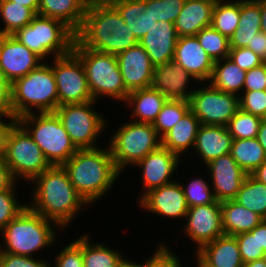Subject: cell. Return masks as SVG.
I'll list each match as a JSON object with an SVG mask.
<instances>
[{"mask_svg":"<svg viewBox=\"0 0 266 267\" xmlns=\"http://www.w3.org/2000/svg\"><path fill=\"white\" fill-rule=\"evenodd\" d=\"M30 183L34 184L33 194L27 206L63 230L89 206L70 182L63 166H51Z\"/></svg>","mask_w":266,"mask_h":267,"instance_id":"1","label":"cell"},{"mask_svg":"<svg viewBox=\"0 0 266 267\" xmlns=\"http://www.w3.org/2000/svg\"><path fill=\"white\" fill-rule=\"evenodd\" d=\"M63 168L78 194L91 206L106 196L121 174L108 146L78 150Z\"/></svg>","mask_w":266,"mask_h":267,"instance_id":"2","label":"cell"},{"mask_svg":"<svg viewBox=\"0 0 266 267\" xmlns=\"http://www.w3.org/2000/svg\"><path fill=\"white\" fill-rule=\"evenodd\" d=\"M76 40L84 48L113 55L139 44L133 31L109 1L86 8Z\"/></svg>","mask_w":266,"mask_h":267,"instance_id":"3","label":"cell"},{"mask_svg":"<svg viewBox=\"0 0 266 267\" xmlns=\"http://www.w3.org/2000/svg\"><path fill=\"white\" fill-rule=\"evenodd\" d=\"M56 230L61 232L63 229L26 206L0 232L4 242L0 245V253L37 257L36 252L56 244L59 238Z\"/></svg>","mask_w":266,"mask_h":267,"instance_id":"4","label":"cell"},{"mask_svg":"<svg viewBox=\"0 0 266 267\" xmlns=\"http://www.w3.org/2000/svg\"><path fill=\"white\" fill-rule=\"evenodd\" d=\"M11 85L12 121L31 113L54 112L59 106L57 85L48 61Z\"/></svg>","mask_w":266,"mask_h":267,"instance_id":"5","label":"cell"},{"mask_svg":"<svg viewBox=\"0 0 266 267\" xmlns=\"http://www.w3.org/2000/svg\"><path fill=\"white\" fill-rule=\"evenodd\" d=\"M2 158L17 182L29 183L51 167L41 148L16 120L3 122Z\"/></svg>","mask_w":266,"mask_h":267,"instance_id":"6","label":"cell"},{"mask_svg":"<svg viewBox=\"0 0 266 267\" xmlns=\"http://www.w3.org/2000/svg\"><path fill=\"white\" fill-rule=\"evenodd\" d=\"M72 52L83 64L94 101H101V96L123 103L126 101L130 92L124 85L116 55L84 48L76 39Z\"/></svg>","mask_w":266,"mask_h":267,"instance_id":"7","label":"cell"},{"mask_svg":"<svg viewBox=\"0 0 266 267\" xmlns=\"http://www.w3.org/2000/svg\"><path fill=\"white\" fill-rule=\"evenodd\" d=\"M16 121L41 148L51 166H63L78 151L55 112L31 113Z\"/></svg>","mask_w":266,"mask_h":267,"instance_id":"8","label":"cell"},{"mask_svg":"<svg viewBox=\"0 0 266 267\" xmlns=\"http://www.w3.org/2000/svg\"><path fill=\"white\" fill-rule=\"evenodd\" d=\"M30 51L46 61L69 54L76 34L62 21L36 15L32 21L12 35Z\"/></svg>","mask_w":266,"mask_h":267,"instance_id":"9","label":"cell"},{"mask_svg":"<svg viewBox=\"0 0 266 267\" xmlns=\"http://www.w3.org/2000/svg\"><path fill=\"white\" fill-rule=\"evenodd\" d=\"M109 141L108 147L120 173L162 146V138L152 124L131 120L122 123Z\"/></svg>","mask_w":266,"mask_h":267,"instance_id":"10","label":"cell"},{"mask_svg":"<svg viewBox=\"0 0 266 267\" xmlns=\"http://www.w3.org/2000/svg\"><path fill=\"white\" fill-rule=\"evenodd\" d=\"M97 103L92 100L83 104H65L54 111L78 150L100 147L98 138L107 127V119L100 110L93 108Z\"/></svg>","mask_w":266,"mask_h":267,"instance_id":"11","label":"cell"},{"mask_svg":"<svg viewBox=\"0 0 266 267\" xmlns=\"http://www.w3.org/2000/svg\"><path fill=\"white\" fill-rule=\"evenodd\" d=\"M204 86L195 88L189 101L190 110L203 125L227 126L240 109L239 96L223 92L209 82Z\"/></svg>","mask_w":266,"mask_h":267,"instance_id":"12","label":"cell"},{"mask_svg":"<svg viewBox=\"0 0 266 267\" xmlns=\"http://www.w3.org/2000/svg\"><path fill=\"white\" fill-rule=\"evenodd\" d=\"M52 62L59 106L83 104L93 100L83 64L72 51L67 55L53 58Z\"/></svg>","mask_w":266,"mask_h":267,"instance_id":"13","label":"cell"},{"mask_svg":"<svg viewBox=\"0 0 266 267\" xmlns=\"http://www.w3.org/2000/svg\"><path fill=\"white\" fill-rule=\"evenodd\" d=\"M184 230L198 251L203 245L224 235L221 219V202L198 205L187 210Z\"/></svg>","mask_w":266,"mask_h":267,"instance_id":"14","label":"cell"},{"mask_svg":"<svg viewBox=\"0 0 266 267\" xmlns=\"http://www.w3.org/2000/svg\"><path fill=\"white\" fill-rule=\"evenodd\" d=\"M181 157L164 147L148 153L134 165L141 169V185L143 192L138 201L150 190L173 182V175L178 170ZM171 176L173 178H171Z\"/></svg>","mask_w":266,"mask_h":267,"instance_id":"15","label":"cell"},{"mask_svg":"<svg viewBox=\"0 0 266 267\" xmlns=\"http://www.w3.org/2000/svg\"><path fill=\"white\" fill-rule=\"evenodd\" d=\"M138 206L148 213L170 219H185L189 209L182 187L176 179L166 185L147 192L139 201Z\"/></svg>","mask_w":266,"mask_h":267,"instance_id":"16","label":"cell"},{"mask_svg":"<svg viewBox=\"0 0 266 267\" xmlns=\"http://www.w3.org/2000/svg\"><path fill=\"white\" fill-rule=\"evenodd\" d=\"M44 61L12 35H0V73L12 84Z\"/></svg>","mask_w":266,"mask_h":267,"instance_id":"17","label":"cell"},{"mask_svg":"<svg viewBox=\"0 0 266 267\" xmlns=\"http://www.w3.org/2000/svg\"><path fill=\"white\" fill-rule=\"evenodd\" d=\"M204 168L212 179L210 183L216 200L218 202L234 200L247 173L236 163L231 154L213 159Z\"/></svg>","mask_w":266,"mask_h":267,"instance_id":"18","label":"cell"},{"mask_svg":"<svg viewBox=\"0 0 266 267\" xmlns=\"http://www.w3.org/2000/svg\"><path fill=\"white\" fill-rule=\"evenodd\" d=\"M190 81L198 83V80L182 66L170 61L154 67L150 87L163 94L168 100L190 101L195 91V88H189Z\"/></svg>","mask_w":266,"mask_h":267,"instance_id":"19","label":"cell"},{"mask_svg":"<svg viewBox=\"0 0 266 267\" xmlns=\"http://www.w3.org/2000/svg\"><path fill=\"white\" fill-rule=\"evenodd\" d=\"M116 57L124 85L129 92L150 87L154 66L140 44L117 54Z\"/></svg>","mask_w":266,"mask_h":267,"instance_id":"20","label":"cell"},{"mask_svg":"<svg viewBox=\"0 0 266 267\" xmlns=\"http://www.w3.org/2000/svg\"><path fill=\"white\" fill-rule=\"evenodd\" d=\"M173 61L202 82H209L214 61L199 44L196 36L179 37L176 42Z\"/></svg>","mask_w":266,"mask_h":267,"instance_id":"21","label":"cell"},{"mask_svg":"<svg viewBox=\"0 0 266 267\" xmlns=\"http://www.w3.org/2000/svg\"><path fill=\"white\" fill-rule=\"evenodd\" d=\"M196 267H243L235 236L222 235L195 252Z\"/></svg>","mask_w":266,"mask_h":267,"instance_id":"22","label":"cell"},{"mask_svg":"<svg viewBox=\"0 0 266 267\" xmlns=\"http://www.w3.org/2000/svg\"><path fill=\"white\" fill-rule=\"evenodd\" d=\"M178 38L174 23L157 21L139 44L145 49L155 67L173 61Z\"/></svg>","mask_w":266,"mask_h":267,"instance_id":"23","label":"cell"},{"mask_svg":"<svg viewBox=\"0 0 266 267\" xmlns=\"http://www.w3.org/2000/svg\"><path fill=\"white\" fill-rule=\"evenodd\" d=\"M233 137L227 126L203 125L199 127L192 153L205 166L210 161L231 152ZM197 154V155H196Z\"/></svg>","mask_w":266,"mask_h":267,"instance_id":"24","label":"cell"},{"mask_svg":"<svg viewBox=\"0 0 266 267\" xmlns=\"http://www.w3.org/2000/svg\"><path fill=\"white\" fill-rule=\"evenodd\" d=\"M216 1L186 0L174 22L178 36H195L204 27L210 26Z\"/></svg>","mask_w":266,"mask_h":267,"instance_id":"25","label":"cell"},{"mask_svg":"<svg viewBox=\"0 0 266 267\" xmlns=\"http://www.w3.org/2000/svg\"><path fill=\"white\" fill-rule=\"evenodd\" d=\"M167 100L163 94L148 87L131 91L124 105L131 108L130 116L134 122L153 124Z\"/></svg>","mask_w":266,"mask_h":267,"instance_id":"26","label":"cell"},{"mask_svg":"<svg viewBox=\"0 0 266 267\" xmlns=\"http://www.w3.org/2000/svg\"><path fill=\"white\" fill-rule=\"evenodd\" d=\"M201 122L189 110L174 126L162 137V147L182 157L183 153L194 148L196 136Z\"/></svg>","mask_w":266,"mask_h":267,"instance_id":"27","label":"cell"},{"mask_svg":"<svg viewBox=\"0 0 266 267\" xmlns=\"http://www.w3.org/2000/svg\"><path fill=\"white\" fill-rule=\"evenodd\" d=\"M85 10L78 0H39L37 15L60 20L76 34L82 27Z\"/></svg>","mask_w":266,"mask_h":267,"instance_id":"28","label":"cell"},{"mask_svg":"<svg viewBox=\"0 0 266 267\" xmlns=\"http://www.w3.org/2000/svg\"><path fill=\"white\" fill-rule=\"evenodd\" d=\"M221 219L224 234L231 236L249 232L263 220L260 215L234 200L221 202Z\"/></svg>","mask_w":266,"mask_h":267,"instance_id":"29","label":"cell"},{"mask_svg":"<svg viewBox=\"0 0 266 267\" xmlns=\"http://www.w3.org/2000/svg\"><path fill=\"white\" fill-rule=\"evenodd\" d=\"M120 13L125 24L140 41L156 24L148 14L145 0H108Z\"/></svg>","mask_w":266,"mask_h":267,"instance_id":"30","label":"cell"},{"mask_svg":"<svg viewBox=\"0 0 266 267\" xmlns=\"http://www.w3.org/2000/svg\"><path fill=\"white\" fill-rule=\"evenodd\" d=\"M245 76L246 71L239 68L227 57L214 62L209 83L223 92L240 96L243 91Z\"/></svg>","mask_w":266,"mask_h":267,"instance_id":"31","label":"cell"},{"mask_svg":"<svg viewBox=\"0 0 266 267\" xmlns=\"http://www.w3.org/2000/svg\"><path fill=\"white\" fill-rule=\"evenodd\" d=\"M84 234L82 235V259L84 267H118L119 263L125 257L121 250H115L104 243H91V237L88 232Z\"/></svg>","mask_w":266,"mask_h":267,"instance_id":"32","label":"cell"},{"mask_svg":"<svg viewBox=\"0 0 266 267\" xmlns=\"http://www.w3.org/2000/svg\"><path fill=\"white\" fill-rule=\"evenodd\" d=\"M230 154L247 174L252 173L266 160L264 149L257 138L233 139Z\"/></svg>","mask_w":266,"mask_h":267,"instance_id":"33","label":"cell"},{"mask_svg":"<svg viewBox=\"0 0 266 267\" xmlns=\"http://www.w3.org/2000/svg\"><path fill=\"white\" fill-rule=\"evenodd\" d=\"M234 201L266 219V185L250 174L243 180Z\"/></svg>","mask_w":266,"mask_h":267,"instance_id":"34","label":"cell"},{"mask_svg":"<svg viewBox=\"0 0 266 267\" xmlns=\"http://www.w3.org/2000/svg\"><path fill=\"white\" fill-rule=\"evenodd\" d=\"M36 14L23 5L10 0H0V20L3 28L0 35H13L17 30L28 25Z\"/></svg>","mask_w":266,"mask_h":267,"instance_id":"35","label":"cell"},{"mask_svg":"<svg viewBox=\"0 0 266 267\" xmlns=\"http://www.w3.org/2000/svg\"><path fill=\"white\" fill-rule=\"evenodd\" d=\"M240 0H217L211 26L229 39L239 26Z\"/></svg>","mask_w":266,"mask_h":267,"instance_id":"36","label":"cell"},{"mask_svg":"<svg viewBox=\"0 0 266 267\" xmlns=\"http://www.w3.org/2000/svg\"><path fill=\"white\" fill-rule=\"evenodd\" d=\"M195 36L201 47L214 62L229 56V38L222 35L218 30H215L211 25L204 27Z\"/></svg>","mask_w":266,"mask_h":267,"instance_id":"37","label":"cell"},{"mask_svg":"<svg viewBox=\"0 0 266 267\" xmlns=\"http://www.w3.org/2000/svg\"><path fill=\"white\" fill-rule=\"evenodd\" d=\"M189 110V101L167 100L152 125L162 138Z\"/></svg>","mask_w":266,"mask_h":267,"instance_id":"38","label":"cell"},{"mask_svg":"<svg viewBox=\"0 0 266 267\" xmlns=\"http://www.w3.org/2000/svg\"><path fill=\"white\" fill-rule=\"evenodd\" d=\"M262 118L239 109L230 119L227 129L233 139L256 138Z\"/></svg>","mask_w":266,"mask_h":267,"instance_id":"39","label":"cell"},{"mask_svg":"<svg viewBox=\"0 0 266 267\" xmlns=\"http://www.w3.org/2000/svg\"><path fill=\"white\" fill-rule=\"evenodd\" d=\"M198 177L199 178L195 176V178H192L190 183L188 182V185L179 182L189 208L198 205L211 204L217 201L209 181H206V179L200 177V175Z\"/></svg>","mask_w":266,"mask_h":267,"instance_id":"40","label":"cell"},{"mask_svg":"<svg viewBox=\"0 0 266 267\" xmlns=\"http://www.w3.org/2000/svg\"><path fill=\"white\" fill-rule=\"evenodd\" d=\"M186 0H145L148 14L154 21L174 23Z\"/></svg>","mask_w":266,"mask_h":267,"instance_id":"41","label":"cell"},{"mask_svg":"<svg viewBox=\"0 0 266 267\" xmlns=\"http://www.w3.org/2000/svg\"><path fill=\"white\" fill-rule=\"evenodd\" d=\"M235 237L244 264L266 257V253L263 248H260L257 241V226L251 231L237 234Z\"/></svg>","mask_w":266,"mask_h":267,"instance_id":"42","label":"cell"},{"mask_svg":"<svg viewBox=\"0 0 266 267\" xmlns=\"http://www.w3.org/2000/svg\"><path fill=\"white\" fill-rule=\"evenodd\" d=\"M15 187L0 192V232L27 206V203L18 202Z\"/></svg>","mask_w":266,"mask_h":267,"instance_id":"43","label":"cell"},{"mask_svg":"<svg viewBox=\"0 0 266 267\" xmlns=\"http://www.w3.org/2000/svg\"><path fill=\"white\" fill-rule=\"evenodd\" d=\"M54 259L55 267H84L82 259V235L67 244ZM52 266L51 263V267Z\"/></svg>","mask_w":266,"mask_h":267,"instance_id":"44","label":"cell"},{"mask_svg":"<svg viewBox=\"0 0 266 267\" xmlns=\"http://www.w3.org/2000/svg\"><path fill=\"white\" fill-rule=\"evenodd\" d=\"M157 249H154L151 257L145 260V267H182L179 256L172 252L169 245L159 242Z\"/></svg>","mask_w":266,"mask_h":267,"instance_id":"45","label":"cell"},{"mask_svg":"<svg viewBox=\"0 0 266 267\" xmlns=\"http://www.w3.org/2000/svg\"><path fill=\"white\" fill-rule=\"evenodd\" d=\"M240 109L262 118L266 113V90L243 91L239 96Z\"/></svg>","mask_w":266,"mask_h":267,"instance_id":"46","label":"cell"},{"mask_svg":"<svg viewBox=\"0 0 266 267\" xmlns=\"http://www.w3.org/2000/svg\"><path fill=\"white\" fill-rule=\"evenodd\" d=\"M228 58L246 72L265 63L263 59L247 47L230 48Z\"/></svg>","mask_w":266,"mask_h":267,"instance_id":"47","label":"cell"},{"mask_svg":"<svg viewBox=\"0 0 266 267\" xmlns=\"http://www.w3.org/2000/svg\"><path fill=\"white\" fill-rule=\"evenodd\" d=\"M45 260L38 257L0 253V267H51L49 264L51 261Z\"/></svg>","mask_w":266,"mask_h":267,"instance_id":"48","label":"cell"},{"mask_svg":"<svg viewBox=\"0 0 266 267\" xmlns=\"http://www.w3.org/2000/svg\"><path fill=\"white\" fill-rule=\"evenodd\" d=\"M239 26L261 27L260 6L255 0H240Z\"/></svg>","mask_w":266,"mask_h":267,"instance_id":"49","label":"cell"},{"mask_svg":"<svg viewBox=\"0 0 266 267\" xmlns=\"http://www.w3.org/2000/svg\"><path fill=\"white\" fill-rule=\"evenodd\" d=\"M266 90V62L246 72L243 91Z\"/></svg>","mask_w":266,"mask_h":267,"instance_id":"50","label":"cell"},{"mask_svg":"<svg viewBox=\"0 0 266 267\" xmlns=\"http://www.w3.org/2000/svg\"><path fill=\"white\" fill-rule=\"evenodd\" d=\"M11 90V83L0 73V122L12 121Z\"/></svg>","mask_w":266,"mask_h":267,"instance_id":"51","label":"cell"},{"mask_svg":"<svg viewBox=\"0 0 266 267\" xmlns=\"http://www.w3.org/2000/svg\"><path fill=\"white\" fill-rule=\"evenodd\" d=\"M261 31V27L238 26L231 36L230 48H245L251 43L255 35Z\"/></svg>","mask_w":266,"mask_h":267,"instance_id":"52","label":"cell"},{"mask_svg":"<svg viewBox=\"0 0 266 267\" xmlns=\"http://www.w3.org/2000/svg\"><path fill=\"white\" fill-rule=\"evenodd\" d=\"M16 185L18 186L17 181L2 158L0 160V192L10 190Z\"/></svg>","mask_w":266,"mask_h":267,"instance_id":"53","label":"cell"},{"mask_svg":"<svg viewBox=\"0 0 266 267\" xmlns=\"http://www.w3.org/2000/svg\"><path fill=\"white\" fill-rule=\"evenodd\" d=\"M247 48L251 49L266 62V34L263 31H259L255 35L251 43H248Z\"/></svg>","mask_w":266,"mask_h":267,"instance_id":"54","label":"cell"},{"mask_svg":"<svg viewBox=\"0 0 266 267\" xmlns=\"http://www.w3.org/2000/svg\"><path fill=\"white\" fill-rule=\"evenodd\" d=\"M257 241L259 242L260 248H263L266 253V219H263L257 225Z\"/></svg>","mask_w":266,"mask_h":267,"instance_id":"55","label":"cell"},{"mask_svg":"<svg viewBox=\"0 0 266 267\" xmlns=\"http://www.w3.org/2000/svg\"><path fill=\"white\" fill-rule=\"evenodd\" d=\"M250 175L259 182L266 185V160L256 168Z\"/></svg>","mask_w":266,"mask_h":267,"instance_id":"56","label":"cell"},{"mask_svg":"<svg viewBox=\"0 0 266 267\" xmlns=\"http://www.w3.org/2000/svg\"><path fill=\"white\" fill-rule=\"evenodd\" d=\"M16 4L23 5L27 8H30L36 15L39 8V0H10Z\"/></svg>","mask_w":266,"mask_h":267,"instance_id":"57","label":"cell"},{"mask_svg":"<svg viewBox=\"0 0 266 267\" xmlns=\"http://www.w3.org/2000/svg\"><path fill=\"white\" fill-rule=\"evenodd\" d=\"M257 140L260 143V145L263 147L264 152L266 154V122L265 121H261L260 127H259V131L257 134Z\"/></svg>","mask_w":266,"mask_h":267,"instance_id":"58","label":"cell"},{"mask_svg":"<svg viewBox=\"0 0 266 267\" xmlns=\"http://www.w3.org/2000/svg\"><path fill=\"white\" fill-rule=\"evenodd\" d=\"M259 6L261 11V31L266 34V0H255Z\"/></svg>","mask_w":266,"mask_h":267,"instance_id":"59","label":"cell"},{"mask_svg":"<svg viewBox=\"0 0 266 267\" xmlns=\"http://www.w3.org/2000/svg\"><path fill=\"white\" fill-rule=\"evenodd\" d=\"M143 263H136L135 260H130V258L124 257L123 260L119 263L118 267H145V261Z\"/></svg>","mask_w":266,"mask_h":267,"instance_id":"60","label":"cell"},{"mask_svg":"<svg viewBox=\"0 0 266 267\" xmlns=\"http://www.w3.org/2000/svg\"><path fill=\"white\" fill-rule=\"evenodd\" d=\"M78 1L86 9V8H89V7H94V6L98 5V4L105 3L108 0H78Z\"/></svg>","mask_w":266,"mask_h":267,"instance_id":"61","label":"cell"},{"mask_svg":"<svg viewBox=\"0 0 266 267\" xmlns=\"http://www.w3.org/2000/svg\"><path fill=\"white\" fill-rule=\"evenodd\" d=\"M243 267H266V257L244 264Z\"/></svg>","mask_w":266,"mask_h":267,"instance_id":"62","label":"cell"},{"mask_svg":"<svg viewBox=\"0 0 266 267\" xmlns=\"http://www.w3.org/2000/svg\"><path fill=\"white\" fill-rule=\"evenodd\" d=\"M3 122H0V160L2 159Z\"/></svg>","mask_w":266,"mask_h":267,"instance_id":"63","label":"cell"},{"mask_svg":"<svg viewBox=\"0 0 266 267\" xmlns=\"http://www.w3.org/2000/svg\"><path fill=\"white\" fill-rule=\"evenodd\" d=\"M262 120L266 122V113H265L264 116L262 117Z\"/></svg>","mask_w":266,"mask_h":267,"instance_id":"64","label":"cell"}]
</instances>
